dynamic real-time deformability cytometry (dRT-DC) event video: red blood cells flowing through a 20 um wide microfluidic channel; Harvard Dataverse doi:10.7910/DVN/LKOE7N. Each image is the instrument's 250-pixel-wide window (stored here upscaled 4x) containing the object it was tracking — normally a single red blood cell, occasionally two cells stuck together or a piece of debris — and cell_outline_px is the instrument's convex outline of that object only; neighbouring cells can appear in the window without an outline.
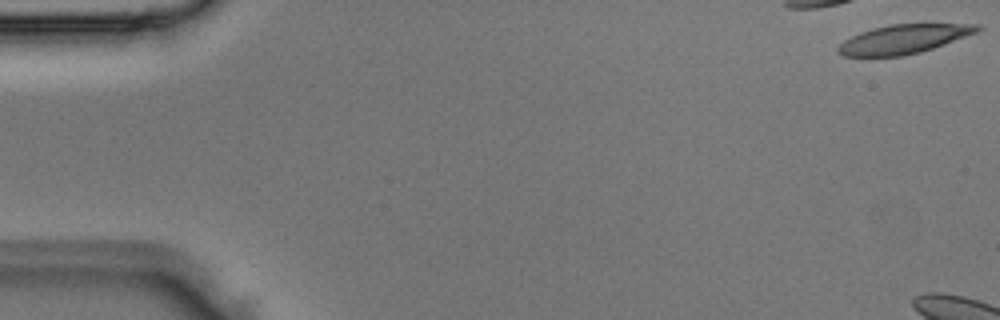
{"species": "Egyptian fruit bat (a non-hibernating species)", "species_latin": "Rousettus aegyptiacus", "temperature_condition": "room temperature", "stored_images_in_passage": 4, "camera_frame_rate_fps": 3000, "um_per_image_px": 0.085, "animal": {"sex": "male"}, "frame": {"image": 1, "passage_image": 1, "time_ms": 0.0, "image_size_px": [1000, 320], "cell_outline_px": [[984, 28], [976, 32], [944, 44], [920, 52], [904, 56], [844, 56], [836, 52], [836, 48], [844, 40], [860, 32], [872, 28], [888, 24], [924, 20], [980, 24]], "centroid_in_image_um": [76.9, 3.24], "position_along_channel_um": 8.1, "area_um2": 24.8}}